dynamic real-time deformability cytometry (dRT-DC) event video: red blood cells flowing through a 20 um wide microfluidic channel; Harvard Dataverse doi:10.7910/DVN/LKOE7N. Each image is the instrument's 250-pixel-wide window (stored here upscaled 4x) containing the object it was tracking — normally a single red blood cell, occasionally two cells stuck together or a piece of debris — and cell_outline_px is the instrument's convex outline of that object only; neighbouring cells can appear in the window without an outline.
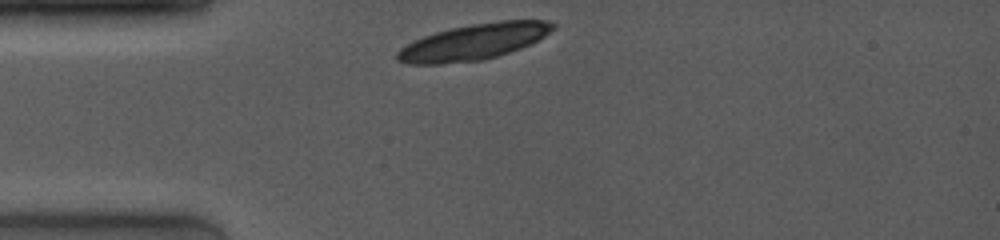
{"species": "common noctule bat (a hibernating species)", "species_latin": "Nyctalus noctula", "temperature_condition": "room temperature", "stored_images_in_passage": 1, "camera_frame_rate_fps": 4000, "um_per_image_px": 0.085, "animal": {"sex": "female", "body_mass_g": 19.0, "forearm_length_mm": 53.3}, "frame": {"image": 1, "passage_image": 1, "time_ms": 0.0, "image_size_px": [1000, 240], "cell_outline_px": [[556, 28], [544, 36], [520, 48], [484, 60], [440, 64], [408, 64], [396, 60], [396, 52], [400, 48], [424, 36], [436, 32], [452, 28], [472, 24], [500, 20], [552, 20], [556, 24]], "centroid_in_image_um": [40.28, 3.55], "position_along_channel_um": 44.7, "area_um2": 32.48}}